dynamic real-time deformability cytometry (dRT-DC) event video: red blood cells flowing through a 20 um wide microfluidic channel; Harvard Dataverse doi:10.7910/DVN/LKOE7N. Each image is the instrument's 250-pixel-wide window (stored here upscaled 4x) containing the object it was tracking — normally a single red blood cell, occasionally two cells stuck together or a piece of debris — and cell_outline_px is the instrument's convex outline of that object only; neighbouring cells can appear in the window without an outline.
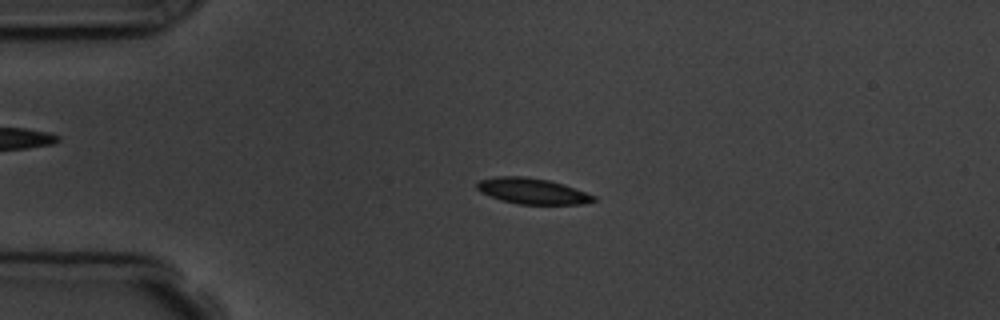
{"species": "common noctule bat (a hibernating species)", "species_latin": "Nyctalus noctula", "temperature_condition": "room temperature", "stored_images_in_passage": 5, "camera_frame_rate_fps": 3000, "um_per_image_px": 0.085, "animal": {"sex": "male", "body_mass_g": 19.5, "forearm_length_mm": 54.6}, "frame": {"image": 1, "passage_image": 4, "time_ms": 3.667, "image_size_px": [1000, 320], "cell_outline_px": [[596, 200], [584, 204], [520, 204], [500, 200], [480, 192], [476, 188], [476, 184], [480, 180], [496, 176], [524, 176], [548, 180], [596, 196]], "centroid_in_image_um": [45.2, 16.24], "position_along_channel_um": 39.8, "area_um2": 17.34}}